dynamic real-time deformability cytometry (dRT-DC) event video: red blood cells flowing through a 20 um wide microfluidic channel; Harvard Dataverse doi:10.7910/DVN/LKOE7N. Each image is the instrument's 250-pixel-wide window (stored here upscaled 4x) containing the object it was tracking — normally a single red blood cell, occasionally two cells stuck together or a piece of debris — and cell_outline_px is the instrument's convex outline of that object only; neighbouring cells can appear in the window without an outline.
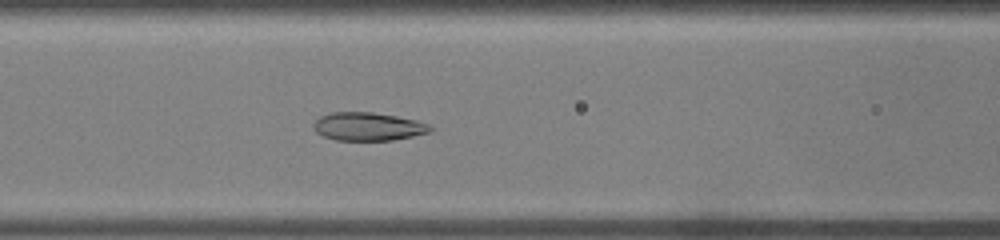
{"species": "common noctule bat (a hibernating species)", "species_latin": "Nyctalus noctula", "temperature_condition": "warm", "stored_images_in_passage": 31, "camera_frame_rate_fps": 3000, "um_per_image_px": 0.085, "animal": {"sex": "male", "body_mass_g": 19.0, "forearm_length_mm": 50.8}, "frame": {"image": 1, "passage_image": 8, "time_ms": 2.333, "image_size_px": [1000, 240], "cell_outline_px": [[432, 132], [392, 140], [336, 140], [324, 136], [316, 132], [312, 128], [312, 124], [320, 116], [332, 112], [372, 112], [396, 116], [416, 120], [432, 124]], "centroid_in_image_um": [31.3, 10.75], "position_along_channel_um": 135.3, "area_um2": 19.31}}
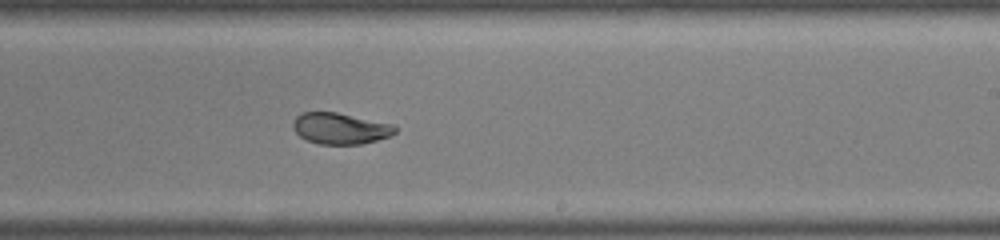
{"frame": {"image": 2, "passage_image": 15, "time_ms": 4.667, "image_size_px": [1000, 240], "cell_outline_px": [[396, 132], [388, 136], [376, 140], [360, 144], [320, 144], [308, 140], [300, 136], [296, 132], [292, 124], [296, 116], [300, 112], [336, 112], [392, 124], [396, 128]], "centroid_in_image_um": [28.89, 10.91], "position_along_channel_um": 260.1, "area_um2": 18.32}}
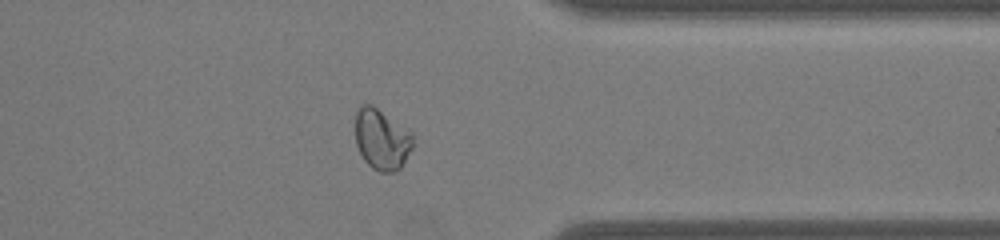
{"frame": {"image": 3, "passage_image": 22, "time_ms": 7.0, "image_size_px": [1000, 240], "cell_outline_px": [[416, 144], [400, 168], [396, 172], [380, 172], [372, 168], [364, 160], [356, 144], [356, 112], [360, 104], [372, 104], [412, 132]], "centroid_in_image_um": [32.48, 11.85], "position_along_channel_um": 378.9, "area_um2": 20.69}}